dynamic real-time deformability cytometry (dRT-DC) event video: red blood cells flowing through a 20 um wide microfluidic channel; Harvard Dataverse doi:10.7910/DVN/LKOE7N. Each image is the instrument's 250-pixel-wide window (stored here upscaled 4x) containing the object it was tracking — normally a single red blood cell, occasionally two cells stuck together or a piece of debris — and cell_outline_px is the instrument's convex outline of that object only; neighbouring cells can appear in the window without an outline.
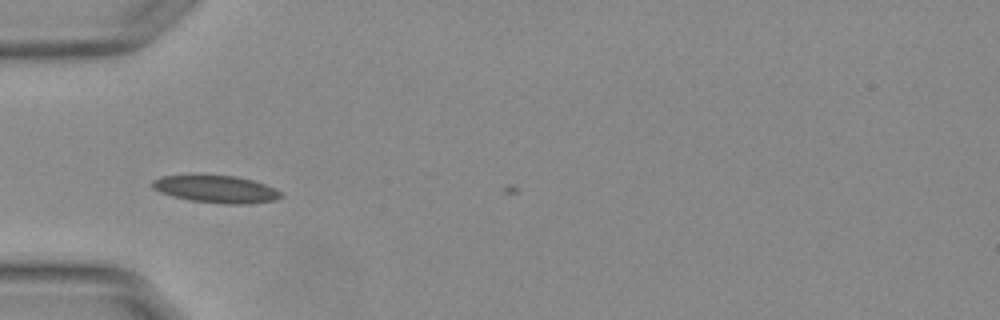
{"species": "Egyptian fruit bat (a non-hibernating species)", "species_latin": "Rousettus aegyptiacus", "temperature_condition": "warm", "stored_images_in_passage": 24, "camera_frame_rate_fps": 3000, "um_per_image_px": 0.085, "animal": {"sex": "female"}, "frame": {"image": 1, "passage_image": 2, "time_ms": 0.333, "image_size_px": [1000, 320], "cell_outline_px": [[280, 196], [276, 200], [248, 204], [224, 204], [188, 200], [172, 196], [160, 192], [152, 188], [152, 180], [160, 176], [236, 176], [252, 180], [264, 184], [280, 192]], "centroid_in_image_um": [18.33, 16.09], "position_along_channel_um": 66.7, "area_um2": 20.17}}